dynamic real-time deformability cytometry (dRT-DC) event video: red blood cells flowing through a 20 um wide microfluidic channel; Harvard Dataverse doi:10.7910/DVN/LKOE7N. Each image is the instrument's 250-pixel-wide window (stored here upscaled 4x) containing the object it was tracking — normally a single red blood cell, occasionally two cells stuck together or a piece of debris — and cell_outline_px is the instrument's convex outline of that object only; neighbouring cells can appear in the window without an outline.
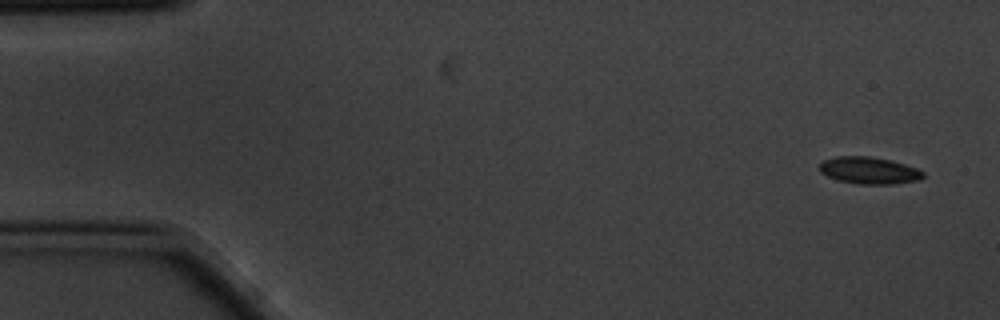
{"species": "common noctule bat (a hibernating species)", "species_latin": "Nyctalus noctula", "temperature_condition": "cold", "stored_images_in_passage": 5, "camera_frame_rate_fps": 3000, "um_per_image_px": 0.085, "animal": {"sex": "male", "body_mass_g": 20.1, "forearm_length_mm": 53.5}, "frame": {"image": 1, "passage_image": 1, "time_ms": 0.0, "image_size_px": [1000, 320], "cell_outline_px": [[924, 176], [920, 180], [892, 184], [860, 184], [836, 180], [820, 172], [820, 164], [824, 160], [836, 156], [872, 156], [892, 160], [916, 168], [924, 172]], "centroid_in_image_um": [73.88, 14.48], "position_along_channel_um": 11.1, "area_um2": 16.36}}
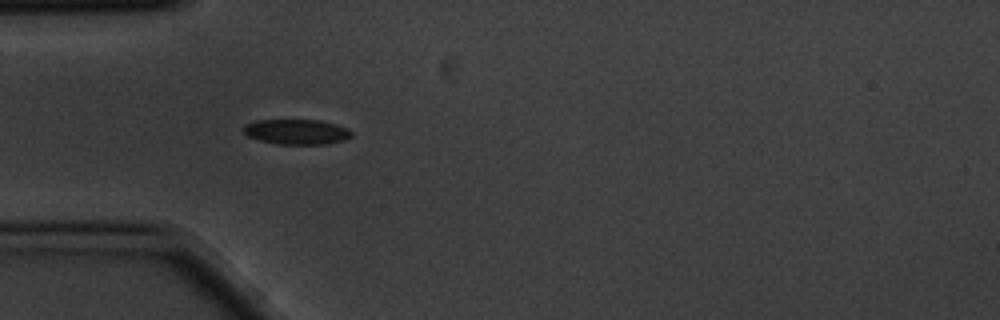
{"frame": {"image": 2, "passage_image": 5, "time_ms": 1.333, "image_size_px": [1000, 320], "cell_outline_px": [[352, 136], [344, 140], [328, 144], [276, 144], [260, 140], [248, 136], [244, 132], [244, 124], [256, 120], [320, 120], [336, 124], [348, 128], [352, 132]], "centroid_in_image_um": [25.23, 11.2], "position_along_channel_um": 59.8, "area_um2": 15.9}}